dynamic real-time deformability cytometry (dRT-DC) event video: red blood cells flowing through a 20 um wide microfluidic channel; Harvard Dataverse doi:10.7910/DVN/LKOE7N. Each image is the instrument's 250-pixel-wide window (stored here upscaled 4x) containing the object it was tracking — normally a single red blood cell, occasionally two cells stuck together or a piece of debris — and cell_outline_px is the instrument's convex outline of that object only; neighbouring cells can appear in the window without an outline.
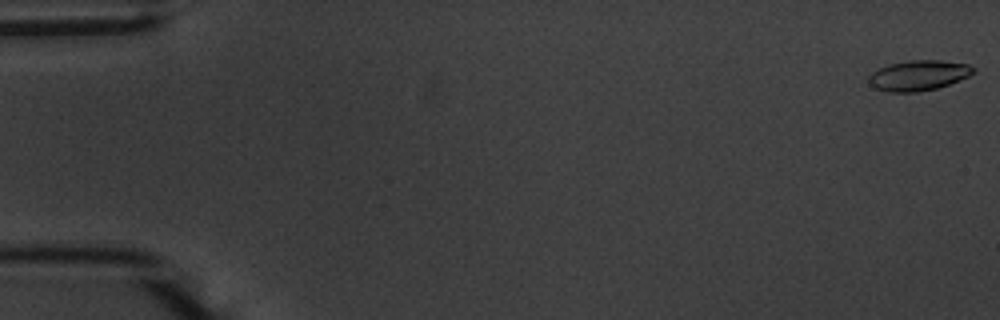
{"species": "common noctule bat (a hibernating species)", "species_latin": "Nyctalus noctula", "temperature_condition": "warm", "stored_images_in_passage": 56, "camera_frame_rate_fps": 3000, "um_per_image_px": 0.085, "animal": {"sex": "male", "body_mass_g": 20.1, "forearm_length_mm": 53.5}, "frame": {"image": 1, "passage_image": 1, "time_ms": 0.0, "image_size_px": [1000, 320], "cell_outline_px": [[976, 72], [968, 76], [948, 84], [936, 88], [916, 92], [888, 92], [876, 88], [868, 84], [868, 76], [872, 72], [888, 64], [908, 60], [940, 60], [968, 64], [976, 68]], "centroid_in_image_um": [78.06, 6.4], "position_along_channel_um": 6.9, "area_um2": 18.5}}
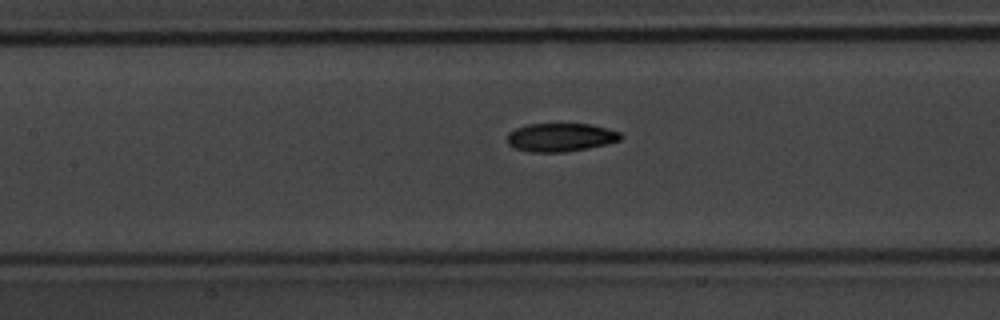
{"frame": {"image": 2, "passage_image": 26, "time_ms": 8.333, "image_size_px": [1000, 320], "cell_outline_px": [[624, 136], [620, 140], [608, 144], [588, 148], [564, 152], [528, 152], [516, 148], [508, 144], [508, 132], [516, 128], [528, 124], [592, 124], [620, 132]], "centroid_in_image_um": [47.67, 11.67], "position_along_channel_um": 159.7, "area_um2": 18.84}}
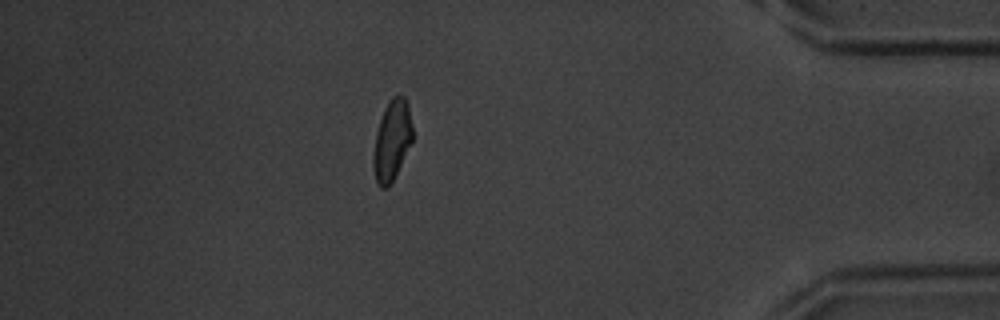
{"frame": {"image": 3, "passage_image": 49, "time_ms": 16.0, "image_size_px": [1000, 320], "cell_outline_px": [[412, 140], [388, 188], [380, 188], [376, 180], [372, 164], [372, 156], [376, 132], [384, 108], [388, 100], [392, 96], [400, 92], [404, 96], [408, 104], [412, 124]], "centroid_in_image_um": [33.29, 11.87], "position_along_channel_um": 401.9, "area_um2": 18.32}, "authors_computed_cell_mechanics": {"area_um2": 18.6405, "velocity_mm_per_s": 3.6656, "shape_relaxation_time_tau1_ms": 2.8312, "shape_relaxation_time_tau2_ms": 3.1547, "deformation_change_tau1": 0.1339, "deformation_change_tau2": 0.0837}}